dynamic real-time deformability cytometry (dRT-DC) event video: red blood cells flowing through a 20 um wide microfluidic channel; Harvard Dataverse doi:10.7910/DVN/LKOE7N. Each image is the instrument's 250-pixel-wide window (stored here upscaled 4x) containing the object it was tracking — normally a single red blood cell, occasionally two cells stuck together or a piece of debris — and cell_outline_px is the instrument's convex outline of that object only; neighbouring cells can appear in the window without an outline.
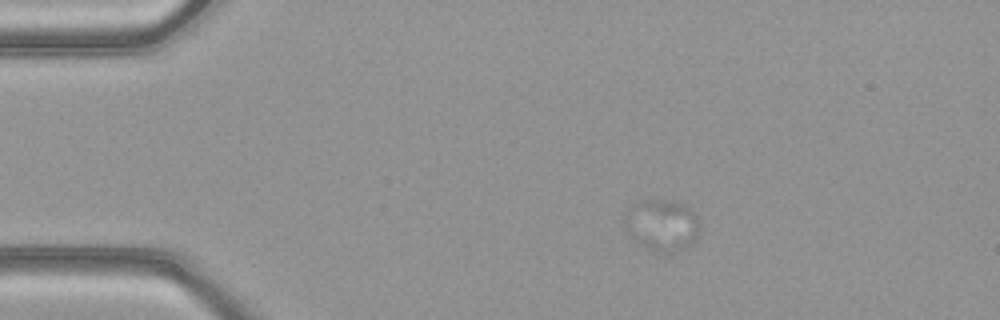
{"species": "common noctule bat (a hibernating species)", "species_latin": "Nyctalus noctula", "temperature_condition": "warm", "stored_images_in_passage": 50, "camera_frame_rate_fps": 3000, "um_per_image_px": 0.085, "animal": {"sex": "female", "body_mass_g": 21.9}, "frame": {"image": 1, "passage_image": 8, "time_ms": 2.333, "image_size_px": [1000, 320], "cell_outline_px": [[696, 240], [668, 256], [664, 256], [648, 248], [636, 240], [624, 228], [624, 212], [640, 200], [664, 200], [680, 204], [688, 208], [696, 216]], "centroid_in_image_um": [56.19, 19.16], "position_along_channel_um": 28.8, "area_um2": 22.14}}
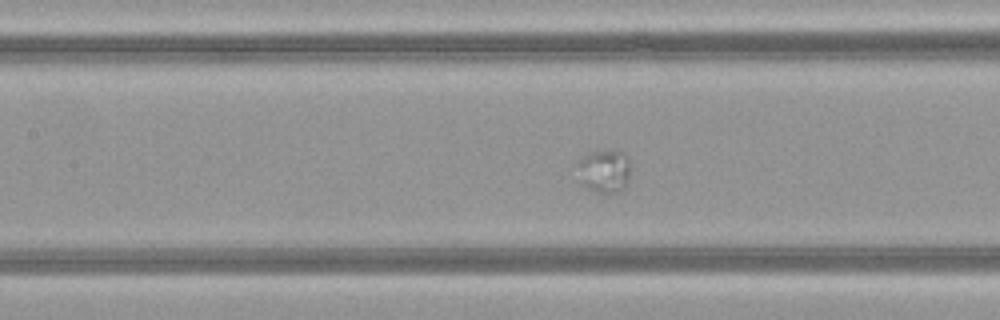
{"frame": {"image": 2, "passage_image": 22, "time_ms": 7.0, "image_size_px": [1000, 320], "cell_outline_px": [[628, 176], [624, 188], [616, 192], [596, 192], [580, 184], [580, 160], [588, 152], [624, 152], [628, 156]], "centroid_in_image_um": [51.37, 14.56], "position_along_channel_um": 156.0, "area_um2": 12.72}}
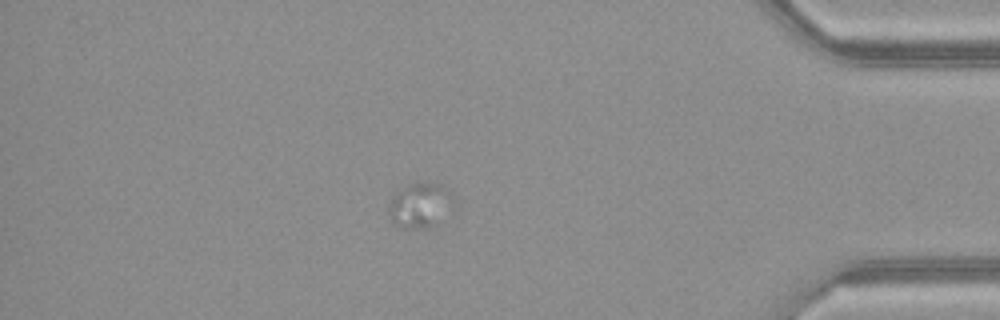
{"frame": {"image": 3, "passage_image": 43, "time_ms": 14.0, "image_size_px": [1000, 320], "cell_outline_px": [[444, 192], [428, 228], [404, 228], [396, 224], [388, 216], [388, 208], [392, 196], [396, 188], [400, 184], [432, 180], [444, 184]], "centroid_in_image_um": [35.31, 17.32], "position_along_channel_um": 399.9, "area_um2": 14.97}}